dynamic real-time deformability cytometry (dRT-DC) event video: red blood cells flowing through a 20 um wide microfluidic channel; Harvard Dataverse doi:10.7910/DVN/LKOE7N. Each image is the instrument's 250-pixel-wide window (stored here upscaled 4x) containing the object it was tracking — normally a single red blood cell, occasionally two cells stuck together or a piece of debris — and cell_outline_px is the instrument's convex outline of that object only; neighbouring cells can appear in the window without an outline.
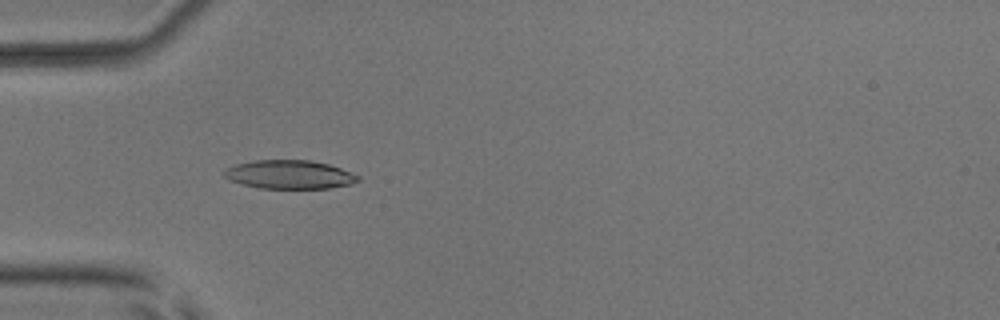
{"species": "common noctule bat (a hibernating species)", "species_latin": "Nyctalus noctula", "temperature_condition": "room temperature", "stored_images_in_passage": 3, "camera_frame_rate_fps": 3000, "um_per_image_px": 0.085, "animal": {"sex": "male", "body_mass_g": 17.9, "forearm_length_mm": 54.2}, "frame": {"image": 1, "passage_image": 2, "time_ms": 1.333, "image_size_px": [1000, 320], "cell_outline_px": [[360, 180], [352, 184], [328, 188], [260, 188], [228, 180], [224, 176], [224, 172], [228, 168], [236, 164], [256, 160], [312, 160], [328, 164], [340, 168], [360, 176]], "centroid_in_image_um": [24.63, 14.83], "position_along_channel_um": 60.4, "area_um2": 22.2}}